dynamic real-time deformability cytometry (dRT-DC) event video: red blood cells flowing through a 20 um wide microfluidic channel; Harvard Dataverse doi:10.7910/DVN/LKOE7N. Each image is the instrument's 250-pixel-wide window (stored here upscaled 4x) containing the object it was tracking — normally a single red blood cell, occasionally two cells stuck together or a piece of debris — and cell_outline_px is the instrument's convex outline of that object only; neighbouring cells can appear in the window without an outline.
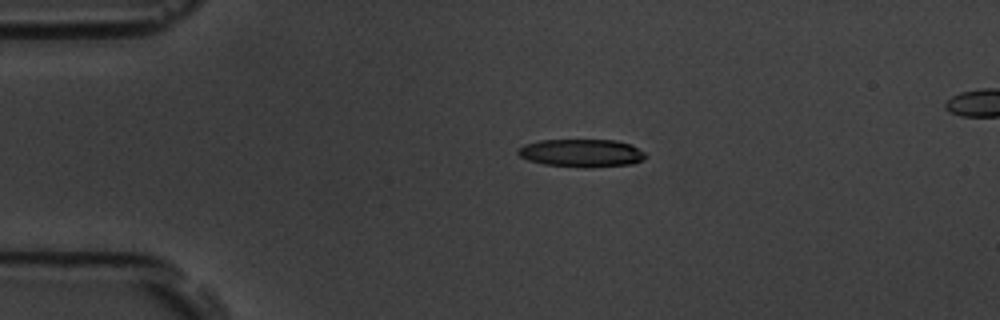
{"species": "common noctule bat (a hibernating species)", "species_latin": "Nyctalus noctula", "temperature_condition": "room temperature", "stored_images_in_passage": 46, "segment_of_instrument_passage": [1, 2], "camera_frame_rate_fps": 3000, "um_per_image_px": 0.085, "animal": {"sex": "male", "body_mass_g": 19.5, "forearm_length_mm": 54.6}, "frame": {"image": 1, "passage_image": 1, "time_ms": 0.0, "image_size_px": [1000, 320], "cell_outline_px": [[648, 156], [632, 164], [592, 168], [584, 168], [544, 164], [528, 160], [520, 156], [516, 152], [516, 148], [524, 144], [540, 140], [616, 140], [632, 144], [644, 152]], "centroid_in_image_um": [49.42, 13.01], "position_along_channel_um": 35.6, "area_um2": 21.04}}
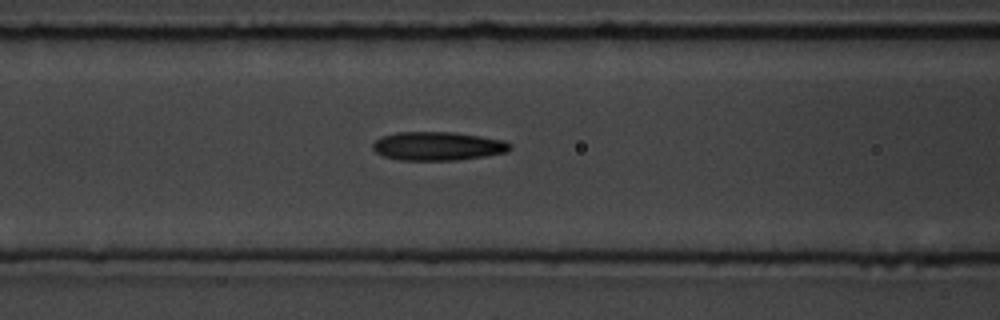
{"frame": {"image": 2, "passage_image": 12, "time_ms": 3.667, "image_size_px": [1000, 320], "cell_outline_px": [[512, 148], [508, 152], [484, 156], [456, 160], [400, 160], [384, 156], [376, 152], [372, 148], [372, 144], [380, 136], [396, 132], [452, 132], [480, 136], [504, 140], [512, 144]], "centroid_in_image_um": [37.21, 12.41], "position_along_channel_um": 129.4, "area_um2": 23.0}}
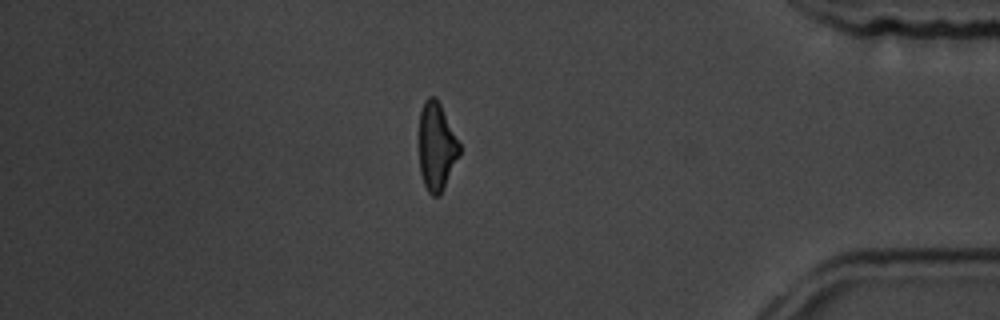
{"frame": {"image": 3, "passage_image": 37, "time_ms": 12.0, "image_size_px": [1000, 320], "cell_outline_px": [[460, 156], [440, 196], [432, 196], [428, 192], [424, 184], [420, 172], [420, 112], [424, 100], [428, 96], [436, 96], [460, 144]], "centroid_in_image_um": [37.12, 12.48], "position_along_channel_um": 398.1, "area_um2": 20.69}}